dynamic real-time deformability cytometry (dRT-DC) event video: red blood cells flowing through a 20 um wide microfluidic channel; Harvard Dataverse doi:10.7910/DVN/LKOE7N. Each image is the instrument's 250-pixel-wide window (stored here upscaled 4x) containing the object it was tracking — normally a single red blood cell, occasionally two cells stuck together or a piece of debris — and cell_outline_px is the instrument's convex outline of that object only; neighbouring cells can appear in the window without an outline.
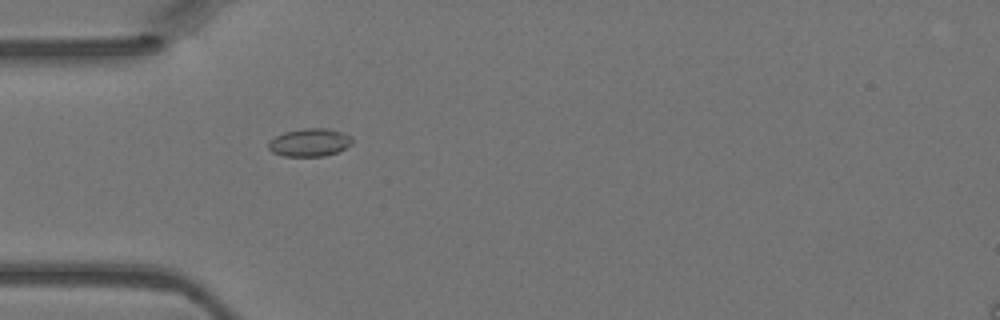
{"species": "Egyptian fruit bat (a non-hibernating species)", "species_latin": "Rousettus aegyptiacus", "temperature_condition": "warm", "stored_images_in_passage": 4, "camera_frame_rate_fps": 3000, "um_per_image_px": 0.085, "animal": {"sex": "female"}, "frame": {"image": 1, "passage_image": 4, "time_ms": 1.0, "image_size_px": [1000, 320], "cell_outline_px": [[352, 144], [336, 152], [324, 156], [284, 156], [272, 152], [268, 148], [268, 144], [276, 136], [284, 132], [304, 128], [328, 128], [344, 132], [352, 136]], "centroid_in_image_um": [26.35, 12.1], "position_along_channel_um": 58.7, "area_um2": 13.64}}